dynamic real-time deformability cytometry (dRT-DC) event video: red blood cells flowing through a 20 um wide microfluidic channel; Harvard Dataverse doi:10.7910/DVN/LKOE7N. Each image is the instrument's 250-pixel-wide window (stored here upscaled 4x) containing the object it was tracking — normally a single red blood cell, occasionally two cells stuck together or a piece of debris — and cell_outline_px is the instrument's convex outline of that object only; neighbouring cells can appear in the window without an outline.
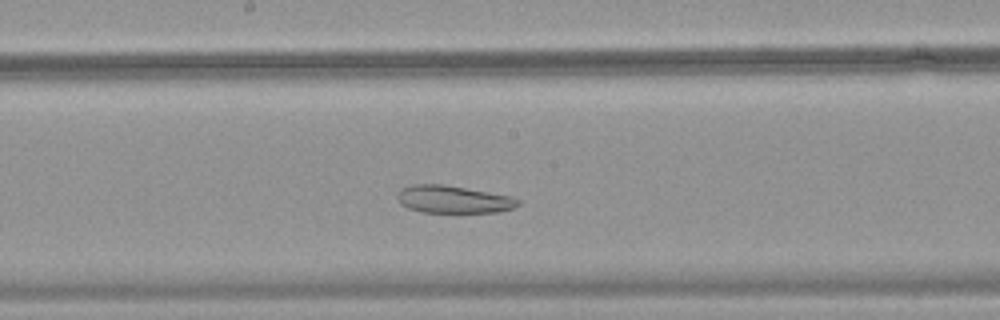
{"species": "common noctule bat (a hibernating species)", "species_latin": "Nyctalus noctula", "temperature_condition": "warm", "stored_images_in_passage": 37, "camera_frame_rate_fps": 3000, "um_per_image_px": 0.085, "animal": {"sex": "female", "body_mass_g": 18.4}, "frame": {"image": 1, "passage_image": 20, "time_ms": 6.333, "image_size_px": [1000, 320], "cell_outline_px": [[520, 204], [512, 208], [496, 212], [424, 212], [408, 208], [400, 204], [396, 196], [396, 192], [400, 188], [412, 184], [444, 184], [512, 196], [520, 200]], "centroid_in_image_um": [38.49, 16.93], "position_along_channel_um": 209.7, "area_um2": 19.48}}
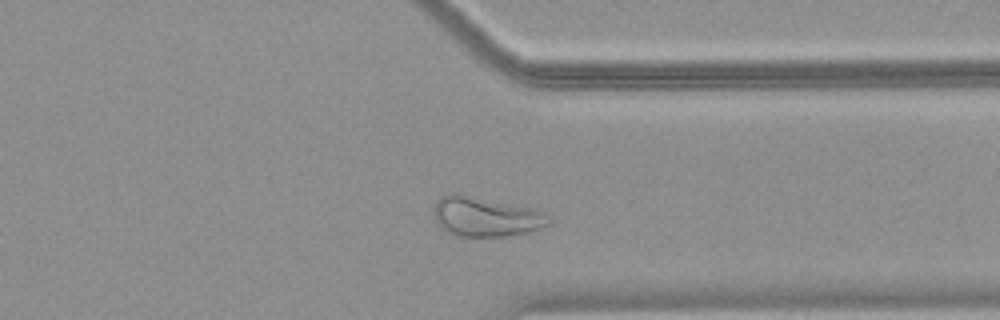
{"frame": {"image": 2, "passage_image": 32, "time_ms": 10.333, "image_size_px": [1000, 320], "cell_outline_px": [[552, 220], [548, 224], [540, 228], [524, 232], [504, 236], [460, 236], [448, 232], [440, 228], [436, 224], [436, 204], [440, 196], [452, 192], [456, 192], [536, 208], [544, 212]], "centroid_in_image_um": [41.3, 18.39], "position_along_channel_um": 370.1, "area_um2": 26.65}}
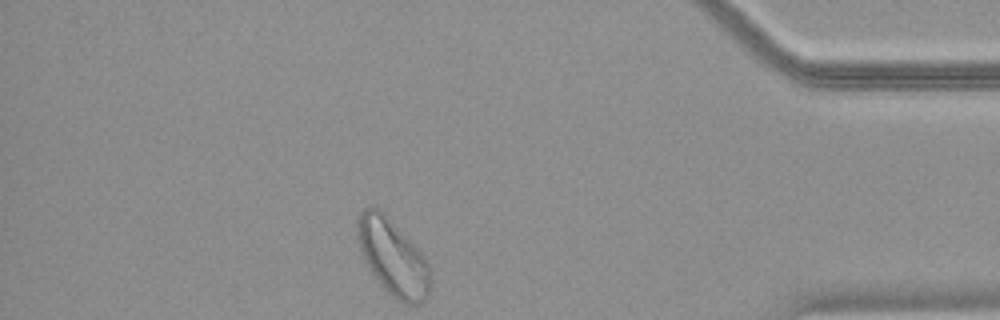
{"frame": {"image": 3, "passage_image": 37, "time_ms": 12.0, "image_size_px": [1000, 320], "cell_outline_px": [[432, 284], [428, 300], [416, 304], [404, 304], [396, 300], [372, 276], [364, 260], [356, 236], [356, 220], [360, 212], [364, 208], [372, 204], [384, 212], [416, 244], [424, 256], [432, 272]], "centroid_in_image_um": [33.41, 21.87], "position_along_channel_um": 401.8, "area_um2": 33.52}}